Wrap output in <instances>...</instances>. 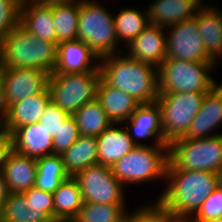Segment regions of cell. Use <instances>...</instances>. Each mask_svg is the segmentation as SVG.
Returning <instances> with one entry per match:
<instances>
[{"label":"cell","mask_w":222,"mask_h":222,"mask_svg":"<svg viewBox=\"0 0 222 222\" xmlns=\"http://www.w3.org/2000/svg\"><path fill=\"white\" fill-rule=\"evenodd\" d=\"M80 137L75 118L69 116L53 137V154L62 155Z\"/></svg>","instance_id":"e575fe53"},{"label":"cell","mask_w":222,"mask_h":222,"mask_svg":"<svg viewBox=\"0 0 222 222\" xmlns=\"http://www.w3.org/2000/svg\"><path fill=\"white\" fill-rule=\"evenodd\" d=\"M13 151L21 155L40 158L53 154V138L41 124H28L12 133Z\"/></svg>","instance_id":"ac0fdd59"},{"label":"cell","mask_w":222,"mask_h":222,"mask_svg":"<svg viewBox=\"0 0 222 222\" xmlns=\"http://www.w3.org/2000/svg\"><path fill=\"white\" fill-rule=\"evenodd\" d=\"M100 58L83 41H64L57 45V61L54 73H80L100 71Z\"/></svg>","instance_id":"5bb4252c"},{"label":"cell","mask_w":222,"mask_h":222,"mask_svg":"<svg viewBox=\"0 0 222 222\" xmlns=\"http://www.w3.org/2000/svg\"><path fill=\"white\" fill-rule=\"evenodd\" d=\"M5 129V123L0 119V133Z\"/></svg>","instance_id":"bcb514c9"},{"label":"cell","mask_w":222,"mask_h":222,"mask_svg":"<svg viewBox=\"0 0 222 222\" xmlns=\"http://www.w3.org/2000/svg\"><path fill=\"white\" fill-rule=\"evenodd\" d=\"M121 53L100 58L101 78L108 85L129 94L140 104L156 102L159 94L157 67Z\"/></svg>","instance_id":"7a4b0ae2"},{"label":"cell","mask_w":222,"mask_h":222,"mask_svg":"<svg viewBox=\"0 0 222 222\" xmlns=\"http://www.w3.org/2000/svg\"><path fill=\"white\" fill-rule=\"evenodd\" d=\"M9 107L5 100V91L2 79L0 78V119L5 123Z\"/></svg>","instance_id":"ab89813d"},{"label":"cell","mask_w":222,"mask_h":222,"mask_svg":"<svg viewBox=\"0 0 222 222\" xmlns=\"http://www.w3.org/2000/svg\"><path fill=\"white\" fill-rule=\"evenodd\" d=\"M202 0H155L146 8L150 25L168 28L194 18Z\"/></svg>","instance_id":"e0dca14e"},{"label":"cell","mask_w":222,"mask_h":222,"mask_svg":"<svg viewBox=\"0 0 222 222\" xmlns=\"http://www.w3.org/2000/svg\"><path fill=\"white\" fill-rule=\"evenodd\" d=\"M120 222H130V213L127 211L126 217L122 219Z\"/></svg>","instance_id":"f6af8a7d"},{"label":"cell","mask_w":222,"mask_h":222,"mask_svg":"<svg viewBox=\"0 0 222 222\" xmlns=\"http://www.w3.org/2000/svg\"><path fill=\"white\" fill-rule=\"evenodd\" d=\"M127 211L122 204L86 202L72 222H120L126 217Z\"/></svg>","instance_id":"1f68e13d"},{"label":"cell","mask_w":222,"mask_h":222,"mask_svg":"<svg viewBox=\"0 0 222 222\" xmlns=\"http://www.w3.org/2000/svg\"><path fill=\"white\" fill-rule=\"evenodd\" d=\"M165 28L149 25L127 46V55L140 62L159 67L166 59ZM129 49V50H128Z\"/></svg>","instance_id":"2e32d148"},{"label":"cell","mask_w":222,"mask_h":222,"mask_svg":"<svg viewBox=\"0 0 222 222\" xmlns=\"http://www.w3.org/2000/svg\"><path fill=\"white\" fill-rule=\"evenodd\" d=\"M219 125H222V83L205 94L199 112L182 138L203 139L221 135V132L213 133Z\"/></svg>","instance_id":"9a60e30c"},{"label":"cell","mask_w":222,"mask_h":222,"mask_svg":"<svg viewBox=\"0 0 222 222\" xmlns=\"http://www.w3.org/2000/svg\"><path fill=\"white\" fill-rule=\"evenodd\" d=\"M222 218V189L217 187L188 222H206Z\"/></svg>","instance_id":"d590c367"},{"label":"cell","mask_w":222,"mask_h":222,"mask_svg":"<svg viewBox=\"0 0 222 222\" xmlns=\"http://www.w3.org/2000/svg\"><path fill=\"white\" fill-rule=\"evenodd\" d=\"M69 177L61 155L52 154L37 158L35 187L53 193Z\"/></svg>","instance_id":"4316f807"},{"label":"cell","mask_w":222,"mask_h":222,"mask_svg":"<svg viewBox=\"0 0 222 222\" xmlns=\"http://www.w3.org/2000/svg\"><path fill=\"white\" fill-rule=\"evenodd\" d=\"M152 204V205H151ZM130 213V222H175L176 219L158 199Z\"/></svg>","instance_id":"d6a6232c"},{"label":"cell","mask_w":222,"mask_h":222,"mask_svg":"<svg viewBox=\"0 0 222 222\" xmlns=\"http://www.w3.org/2000/svg\"><path fill=\"white\" fill-rule=\"evenodd\" d=\"M57 44L36 38L18 24L0 41V69L29 68L53 73Z\"/></svg>","instance_id":"3957f363"},{"label":"cell","mask_w":222,"mask_h":222,"mask_svg":"<svg viewBox=\"0 0 222 222\" xmlns=\"http://www.w3.org/2000/svg\"><path fill=\"white\" fill-rule=\"evenodd\" d=\"M216 62L165 59L157 68L159 93L209 92L218 82L211 76Z\"/></svg>","instance_id":"277c9868"},{"label":"cell","mask_w":222,"mask_h":222,"mask_svg":"<svg viewBox=\"0 0 222 222\" xmlns=\"http://www.w3.org/2000/svg\"><path fill=\"white\" fill-rule=\"evenodd\" d=\"M211 5L203 4L194 18L207 54L218 64L222 63V10L217 5Z\"/></svg>","instance_id":"d6986e66"},{"label":"cell","mask_w":222,"mask_h":222,"mask_svg":"<svg viewBox=\"0 0 222 222\" xmlns=\"http://www.w3.org/2000/svg\"><path fill=\"white\" fill-rule=\"evenodd\" d=\"M13 151L12 136L6 129L0 133V171L7 161L9 154Z\"/></svg>","instance_id":"f35d334b"},{"label":"cell","mask_w":222,"mask_h":222,"mask_svg":"<svg viewBox=\"0 0 222 222\" xmlns=\"http://www.w3.org/2000/svg\"><path fill=\"white\" fill-rule=\"evenodd\" d=\"M100 80V71L71 74L53 72L49 79L51 101L73 116L83 105L97 99Z\"/></svg>","instance_id":"ba28073f"},{"label":"cell","mask_w":222,"mask_h":222,"mask_svg":"<svg viewBox=\"0 0 222 222\" xmlns=\"http://www.w3.org/2000/svg\"><path fill=\"white\" fill-rule=\"evenodd\" d=\"M20 4L17 0H0V41L18 24Z\"/></svg>","instance_id":"8d00e7d4"},{"label":"cell","mask_w":222,"mask_h":222,"mask_svg":"<svg viewBox=\"0 0 222 222\" xmlns=\"http://www.w3.org/2000/svg\"><path fill=\"white\" fill-rule=\"evenodd\" d=\"M97 139L98 164L111 167L136 145L130 138L124 125L113 123Z\"/></svg>","instance_id":"ffe728a7"},{"label":"cell","mask_w":222,"mask_h":222,"mask_svg":"<svg viewBox=\"0 0 222 222\" xmlns=\"http://www.w3.org/2000/svg\"><path fill=\"white\" fill-rule=\"evenodd\" d=\"M23 222H31V221H23ZM42 222H54V221H42Z\"/></svg>","instance_id":"c3c4849f"},{"label":"cell","mask_w":222,"mask_h":222,"mask_svg":"<svg viewBox=\"0 0 222 222\" xmlns=\"http://www.w3.org/2000/svg\"><path fill=\"white\" fill-rule=\"evenodd\" d=\"M2 173L10 193H23L35 185L37 158L12 151Z\"/></svg>","instance_id":"44dd1931"},{"label":"cell","mask_w":222,"mask_h":222,"mask_svg":"<svg viewBox=\"0 0 222 222\" xmlns=\"http://www.w3.org/2000/svg\"><path fill=\"white\" fill-rule=\"evenodd\" d=\"M10 192L8 190L7 184L4 180L2 171H0V212L4 206L6 199L8 198Z\"/></svg>","instance_id":"60d3db41"},{"label":"cell","mask_w":222,"mask_h":222,"mask_svg":"<svg viewBox=\"0 0 222 222\" xmlns=\"http://www.w3.org/2000/svg\"><path fill=\"white\" fill-rule=\"evenodd\" d=\"M80 1L81 0H40L38 3L45 5H52V4L73 3Z\"/></svg>","instance_id":"b9f144b4"},{"label":"cell","mask_w":222,"mask_h":222,"mask_svg":"<svg viewBox=\"0 0 222 222\" xmlns=\"http://www.w3.org/2000/svg\"><path fill=\"white\" fill-rule=\"evenodd\" d=\"M168 146H136L113 166V175L125 186L147 181L166 180Z\"/></svg>","instance_id":"52a82bcc"},{"label":"cell","mask_w":222,"mask_h":222,"mask_svg":"<svg viewBox=\"0 0 222 222\" xmlns=\"http://www.w3.org/2000/svg\"><path fill=\"white\" fill-rule=\"evenodd\" d=\"M20 5L26 4V3H38L40 0H17Z\"/></svg>","instance_id":"7bdbcfd3"},{"label":"cell","mask_w":222,"mask_h":222,"mask_svg":"<svg viewBox=\"0 0 222 222\" xmlns=\"http://www.w3.org/2000/svg\"><path fill=\"white\" fill-rule=\"evenodd\" d=\"M73 117L80 135L85 136L97 137L113 124L97 99L83 105Z\"/></svg>","instance_id":"83f0119b"},{"label":"cell","mask_w":222,"mask_h":222,"mask_svg":"<svg viewBox=\"0 0 222 222\" xmlns=\"http://www.w3.org/2000/svg\"><path fill=\"white\" fill-rule=\"evenodd\" d=\"M74 178L79 183L84 203L122 204L127 207L124 185L113 175L111 167L91 165Z\"/></svg>","instance_id":"30bf717a"},{"label":"cell","mask_w":222,"mask_h":222,"mask_svg":"<svg viewBox=\"0 0 222 222\" xmlns=\"http://www.w3.org/2000/svg\"><path fill=\"white\" fill-rule=\"evenodd\" d=\"M123 8L114 16V25L118 43L124 41L125 47L149 26L145 9ZM126 42V43H125Z\"/></svg>","instance_id":"f546056e"},{"label":"cell","mask_w":222,"mask_h":222,"mask_svg":"<svg viewBox=\"0 0 222 222\" xmlns=\"http://www.w3.org/2000/svg\"><path fill=\"white\" fill-rule=\"evenodd\" d=\"M19 24L36 38L57 44L52 5L40 3L20 5Z\"/></svg>","instance_id":"7402d4cb"},{"label":"cell","mask_w":222,"mask_h":222,"mask_svg":"<svg viewBox=\"0 0 222 222\" xmlns=\"http://www.w3.org/2000/svg\"><path fill=\"white\" fill-rule=\"evenodd\" d=\"M166 187L158 200L176 220L188 221L217 188L218 173L167 169Z\"/></svg>","instance_id":"6da1fadb"},{"label":"cell","mask_w":222,"mask_h":222,"mask_svg":"<svg viewBox=\"0 0 222 222\" xmlns=\"http://www.w3.org/2000/svg\"><path fill=\"white\" fill-rule=\"evenodd\" d=\"M50 101L51 95L48 88L45 92L13 103L8 110L5 129L12 133L17 128L38 123Z\"/></svg>","instance_id":"603a6c76"},{"label":"cell","mask_w":222,"mask_h":222,"mask_svg":"<svg viewBox=\"0 0 222 222\" xmlns=\"http://www.w3.org/2000/svg\"><path fill=\"white\" fill-rule=\"evenodd\" d=\"M166 59L177 58L187 61L215 62L206 52L204 41L195 18L165 28Z\"/></svg>","instance_id":"8fae6325"},{"label":"cell","mask_w":222,"mask_h":222,"mask_svg":"<svg viewBox=\"0 0 222 222\" xmlns=\"http://www.w3.org/2000/svg\"><path fill=\"white\" fill-rule=\"evenodd\" d=\"M22 194L27 199L28 209H32L35 215H47L54 221V200L51 192L34 186Z\"/></svg>","instance_id":"836d02e7"},{"label":"cell","mask_w":222,"mask_h":222,"mask_svg":"<svg viewBox=\"0 0 222 222\" xmlns=\"http://www.w3.org/2000/svg\"><path fill=\"white\" fill-rule=\"evenodd\" d=\"M54 222H72L83 206V197L78 181L70 176L53 193Z\"/></svg>","instance_id":"d4e9b609"},{"label":"cell","mask_w":222,"mask_h":222,"mask_svg":"<svg viewBox=\"0 0 222 222\" xmlns=\"http://www.w3.org/2000/svg\"><path fill=\"white\" fill-rule=\"evenodd\" d=\"M65 111L55 105L52 101L46 106L44 113L40 117L39 123L43 126L48 134L53 138L60 126L69 117Z\"/></svg>","instance_id":"74e56055"},{"label":"cell","mask_w":222,"mask_h":222,"mask_svg":"<svg viewBox=\"0 0 222 222\" xmlns=\"http://www.w3.org/2000/svg\"><path fill=\"white\" fill-rule=\"evenodd\" d=\"M167 169L207 171L222 169V134L211 138H178L168 144Z\"/></svg>","instance_id":"8992f818"},{"label":"cell","mask_w":222,"mask_h":222,"mask_svg":"<svg viewBox=\"0 0 222 222\" xmlns=\"http://www.w3.org/2000/svg\"><path fill=\"white\" fill-rule=\"evenodd\" d=\"M97 100L113 123H124L140 105L132 96L108 85L102 78L97 89Z\"/></svg>","instance_id":"cb8c5ba5"},{"label":"cell","mask_w":222,"mask_h":222,"mask_svg":"<svg viewBox=\"0 0 222 222\" xmlns=\"http://www.w3.org/2000/svg\"><path fill=\"white\" fill-rule=\"evenodd\" d=\"M78 40L86 43L99 58L120 53L125 49L119 48L114 15L112 16L102 3L100 5L93 0L80 1Z\"/></svg>","instance_id":"5b68a950"},{"label":"cell","mask_w":222,"mask_h":222,"mask_svg":"<svg viewBox=\"0 0 222 222\" xmlns=\"http://www.w3.org/2000/svg\"><path fill=\"white\" fill-rule=\"evenodd\" d=\"M50 75L40 69H0L8 107L29 96L45 92L49 88Z\"/></svg>","instance_id":"7c38bea8"},{"label":"cell","mask_w":222,"mask_h":222,"mask_svg":"<svg viewBox=\"0 0 222 222\" xmlns=\"http://www.w3.org/2000/svg\"><path fill=\"white\" fill-rule=\"evenodd\" d=\"M53 21L57 34V45L78 39L80 2L52 4Z\"/></svg>","instance_id":"f1b7e54d"},{"label":"cell","mask_w":222,"mask_h":222,"mask_svg":"<svg viewBox=\"0 0 222 222\" xmlns=\"http://www.w3.org/2000/svg\"><path fill=\"white\" fill-rule=\"evenodd\" d=\"M207 92L159 93L157 103L161 109L164 139L169 144L182 138L199 112Z\"/></svg>","instance_id":"9c48e42d"},{"label":"cell","mask_w":222,"mask_h":222,"mask_svg":"<svg viewBox=\"0 0 222 222\" xmlns=\"http://www.w3.org/2000/svg\"><path fill=\"white\" fill-rule=\"evenodd\" d=\"M175 222H188V221H184V220H176Z\"/></svg>","instance_id":"681fc988"},{"label":"cell","mask_w":222,"mask_h":222,"mask_svg":"<svg viewBox=\"0 0 222 222\" xmlns=\"http://www.w3.org/2000/svg\"><path fill=\"white\" fill-rule=\"evenodd\" d=\"M124 123L130 138L136 146H147V144L140 141V139L147 138H155L152 146H168L164 139L161 109L157 101L149 104H140Z\"/></svg>","instance_id":"4fadbf2b"},{"label":"cell","mask_w":222,"mask_h":222,"mask_svg":"<svg viewBox=\"0 0 222 222\" xmlns=\"http://www.w3.org/2000/svg\"><path fill=\"white\" fill-rule=\"evenodd\" d=\"M61 157L66 172L72 177L87 167L98 164L96 137L80 135Z\"/></svg>","instance_id":"484cf974"},{"label":"cell","mask_w":222,"mask_h":222,"mask_svg":"<svg viewBox=\"0 0 222 222\" xmlns=\"http://www.w3.org/2000/svg\"><path fill=\"white\" fill-rule=\"evenodd\" d=\"M218 185L222 189V169L218 172Z\"/></svg>","instance_id":"ee69618b"},{"label":"cell","mask_w":222,"mask_h":222,"mask_svg":"<svg viewBox=\"0 0 222 222\" xmlns=\"http://www.w3.org/2000/svg\"><path fill=\"white\" fill-rule=\"evenodd\" d=\"M206 222H222V218H218V219H213V220H209Z\"/></svg>","instance_id":"7dc6e473"},{"label":"cell","mask_w":222,"mask_h":222,"mask_svg":"<svg viewBox=\"0 0 222 222\" xmlns=\"http://www.w3.org/2000/svg\"><path fill=\"white\" fill-rule=\"evenodd\" d=\"M42 222L53 221L47 215H35L28 209V202L22 193H10L0 212V222Z\"/></svg>","instance_id":"4dcf8cb0"}]
</instances>
